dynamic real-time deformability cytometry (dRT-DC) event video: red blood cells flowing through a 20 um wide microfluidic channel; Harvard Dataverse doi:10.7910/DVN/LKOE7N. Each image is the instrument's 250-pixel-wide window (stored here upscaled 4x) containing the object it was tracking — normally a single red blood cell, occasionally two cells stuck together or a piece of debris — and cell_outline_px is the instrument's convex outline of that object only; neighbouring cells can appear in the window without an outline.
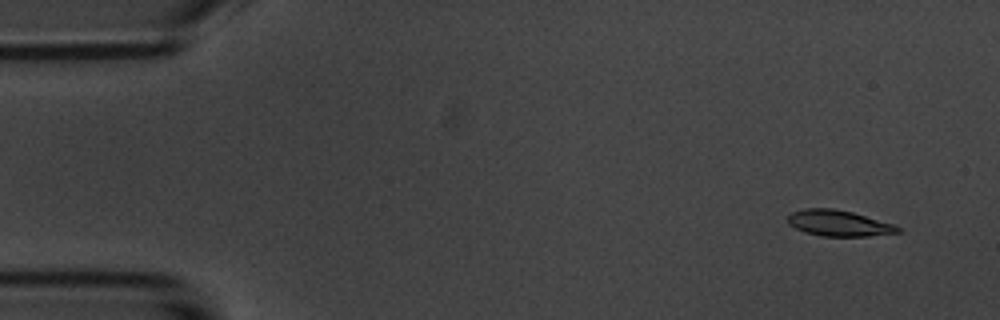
{"species": "common noctule bat (a hibernating species)", "species_latin": "Nyctalus noctula", "temperature_condition": "room temperature", "stored_images_in_passage": 5, "camera_frame_rate_fps": 3000, "um_per_image_px": 0.085, "animal": {"sex": "male", "body_mass_g": 20.1, "forearm_length_mm": 53.5}, "frame": {"image": 1, "passage_image": 1, "time_ms": 0.0, "image_size_px": [1000, 320], "cell_outline_px": [[900, 232], [868, 236], [820, 236], [804, 232], [788, 224], [788, 216], [792, 212], [804, 208], [832, 208], [852, 212], [892, 224], [900, 228]], "centroid_in_image_um": [71.24, 18.97], "position_along_channel_um": 13.8, "area_um2": 16.47}}
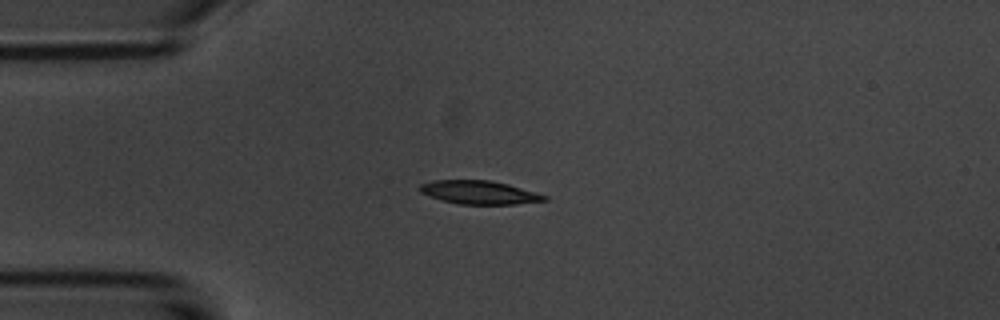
{"frame": {"image": 2, "passage_image": 4, "time_ms": 3.333, "image_size_px": [1000, 320], "cell_outline_px": [[548, 200], [516, 204], [456, 204], [440, 200], [420, 192], [420, 184], [432, 180], [492, 180], [508, 184], [536, 192], [548, 196]], "centroid_in_image_um": [40.74, 16.35], "position_along_channel_um": 44.3, "area_um2": 17.11}}